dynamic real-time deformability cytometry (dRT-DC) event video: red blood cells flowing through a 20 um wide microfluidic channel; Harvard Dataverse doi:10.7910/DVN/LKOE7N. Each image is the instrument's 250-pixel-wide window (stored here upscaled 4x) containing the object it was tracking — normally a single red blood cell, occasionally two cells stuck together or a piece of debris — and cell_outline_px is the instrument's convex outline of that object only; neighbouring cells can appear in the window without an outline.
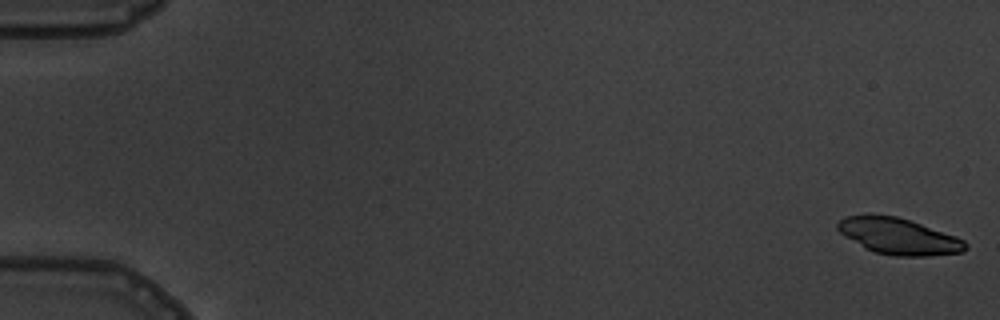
{"species": "common noctule bat (a hibernating species)", "species_latin": "Nyctalus noctula", "temperature_condition": "warm", "stored_images_in_passage": 5, "camera_frame_rate_fps": 3000, "um_per_image_px": 0.085, "animal": {"sex": "male", "body_mass_g": 19.5, "forearm_length_mm": 54.6}, "frame": {"image": 1, "passage_image": 1, "time_ms": 0.0, "image_size_px": [1000, 320], "cell_outline_px": [[968, 248], [964, 252], [924, 256], [896, 256], [876, 252], [864, 248], [844, 236], [836, 228], [836, 224], [844, 216], [896, 216], [956, 236], [964, 240], [968, 244]], "centroid_in_image_um": [76.4, 20.11], "position_along_channel_um": 8.6, "area_um2": 26.59}}
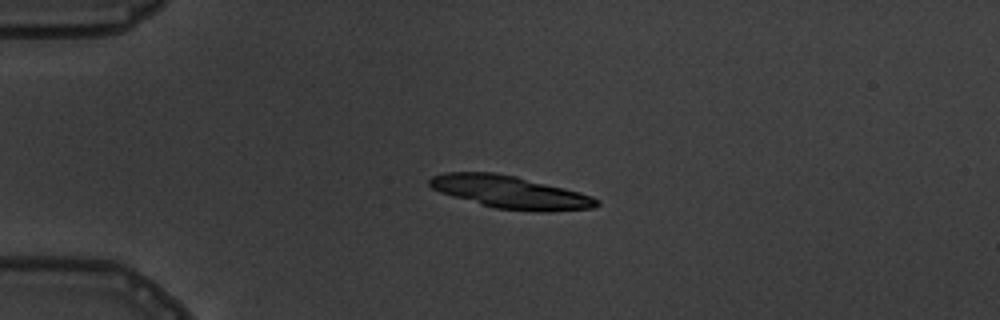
{"frame": {"image": 2, "passage_image": 4, "time_ms": 4.333, "image_size_px": [1000, 320], "cell_outline_px": [[600, 204], [592, 208], [544, 212], [540, 212], [496, 208], [480, 204], [452, 196], [440, 192], [432, 188], [428, 184], [428, 180], [432, 176], [444, 172], [496, 172], [516, 176], [580, 192], [592, 196], [600, 200]], "centroid_in_image_um": [43.37, 16.33], "position_along_channel_um": 41.6, "area_um2": 31.73}}